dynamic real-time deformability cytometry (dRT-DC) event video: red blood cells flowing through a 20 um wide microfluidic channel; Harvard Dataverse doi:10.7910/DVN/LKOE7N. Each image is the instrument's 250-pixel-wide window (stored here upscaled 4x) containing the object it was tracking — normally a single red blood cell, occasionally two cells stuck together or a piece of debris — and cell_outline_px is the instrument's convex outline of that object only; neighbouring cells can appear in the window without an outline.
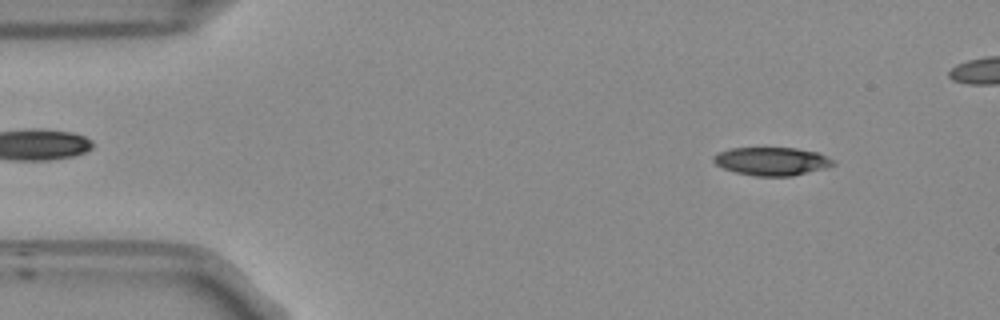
{"species": "Egyptian fruit bat (a non-hibernating species)", "species_latin": "Rousettus aegyptiacus", "temperature_condition": "room temperature", "stored_images_in_passage": 48, "camera_frame_rate_fps": 3000, "um_per_image_px": 0.085, "frame": {"image": 1, "passage_image": 5, "time_ms": 1.333, "image_size_px": [1000, 320], "cell_outline_px": [[836, 164], [828, 168], [792, 176], [756, 176], [736, 172], [724, 168], [716, 164], [712, 160], [712, 156], [720, 152], [732, 148], [796, 148], [816, 152], [836, 160]], "centroid_in_image_um": [65.65, 13.71], "position_along_channel_um": 19.4, "area_um2": 19.71}}
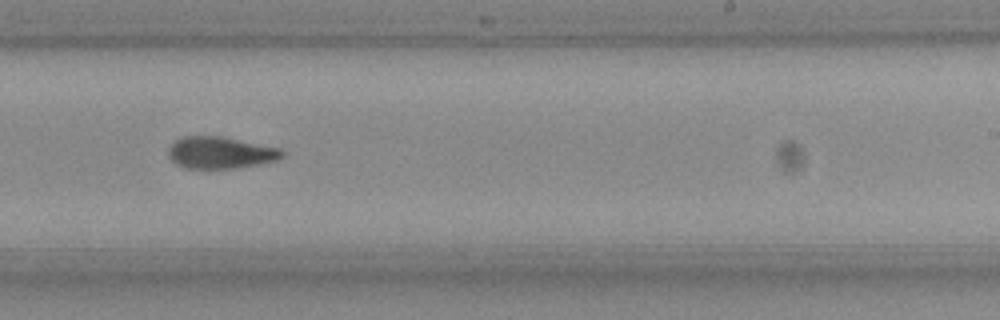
{"frame": {"image": 2, "passage_image": 31, "time_ms": 10.0, "image_size_px": [1000, 320], "cell_outline_px": [[284, 156], [276, 160], [236, 168], [184, 168], [176, 164], [168, 156], [168, 148], [176, 140], [184, 136], [220, 136], [280, 148], [284, 152]], "centroid_in_image_um": [18.71, 12.97], "position_along_channel_um": 270.3, "area_um2": 20.92}}
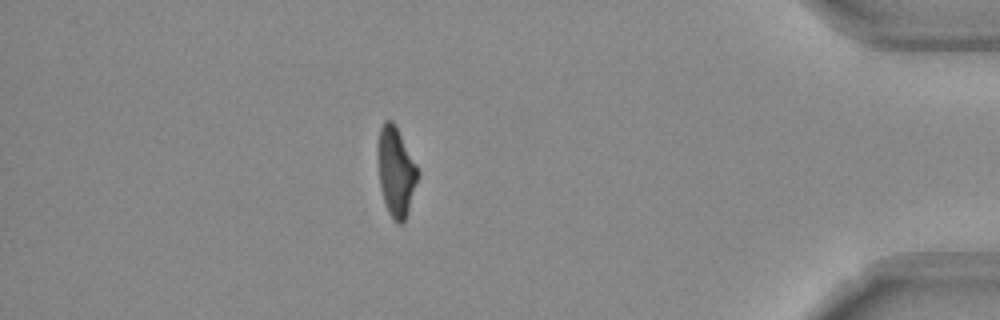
{"frame": {"image": 3, "passage_image": 45, "time_ms": 14.667, "image_size_px": [1000, 320], "cell_outline_px": [[420, 176], [408, 212], [404, 220], [400, 224], [396, 224], [388, 212], [380, 188], [376, 152], [380, 128], [384, 120], [392, 120], [416, 164], [420, 172]], "centroid_in_image_um": [33.65, 14.61], "position_along_channel_um": 401.6, "area_um2": 20.98}, "authors_computed_cell_mechanics": {"area_um2": 21.097, "velocity_mm_per_s": 3.8086, "shape_relaxation_time_tau1_ms": 4.6297, "shape_relaxation_time_tau2_ms": 3.7478, "deformation_change_tau1": 0.1939, "deformation_change_tau2": 0.1145}}